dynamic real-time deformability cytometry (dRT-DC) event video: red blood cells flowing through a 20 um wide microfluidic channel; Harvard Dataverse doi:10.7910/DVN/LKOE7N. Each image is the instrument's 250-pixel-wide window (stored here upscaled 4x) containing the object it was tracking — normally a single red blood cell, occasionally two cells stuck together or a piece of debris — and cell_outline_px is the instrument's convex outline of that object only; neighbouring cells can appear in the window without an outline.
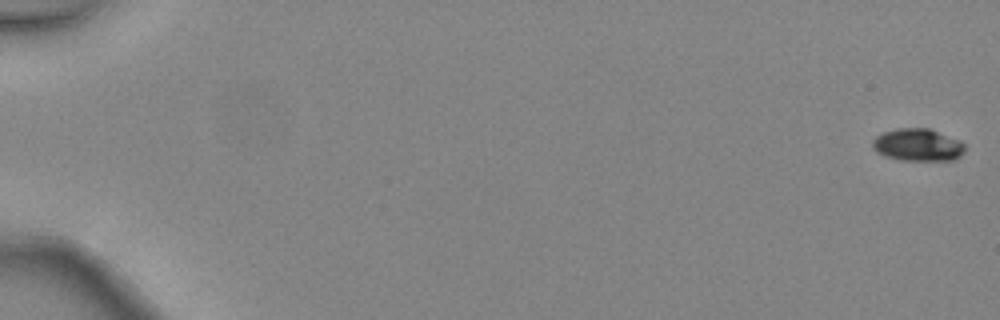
{"species": "common noctule bat (a hibernating species)", "species_latin": "Nyctalus noctula", "temperature_condition": "warm", "stored_images_in_passage": 2, "camera_frame_rate_fps": 3000, "um_per_image_px": 0.085, "animal": {"sex": "female", "body_mass_g": 24.6, "forearm_length_mm": 56.2}, "frame": {"image": 1, "passage_image": 1, "time_ms": 0.0, "image_size_px": [1000, 320], "cell_outline_px": [[964, 152], [960, 156], [952, 160], [900, 160], [884, 156], [876, 152], [872, 148], [872, 140], [876, 136], [884, 132], [896, 128], [928, 128], [960, 140], [964, 144]], "centroid_in_image_um": [77.98, 12.32], "position_along_channel_um": 7.0, "area_um2": 17.51}}